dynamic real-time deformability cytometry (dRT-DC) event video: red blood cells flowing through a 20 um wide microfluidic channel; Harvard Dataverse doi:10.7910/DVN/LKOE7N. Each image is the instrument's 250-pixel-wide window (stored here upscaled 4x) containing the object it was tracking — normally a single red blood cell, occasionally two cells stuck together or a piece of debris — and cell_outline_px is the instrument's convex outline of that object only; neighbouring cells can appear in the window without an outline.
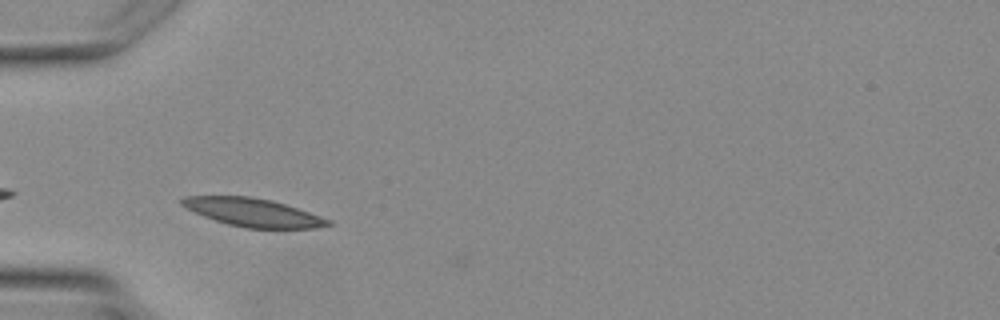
{"species": "Egyptian fruit bat (a non-hibernating species)", "species_latin": "Rousettus aegyptiacus", "temperature_condition": "warm", "stored_images_in_passage": 3, "camera_frame_rate_fps": 3000, "um_per_image_px": 0.085, "animal": {"sex": "female"}, "frame": {"image": 1, "passage_image": 2, "time_ms": 1.333, "image_size_px": [1000, 320], "cell_outline_px": [[332, 224], [316, 228], [244, 228], [228, 224], [204, 216], [180, 204], [180, 200], [184, 196], [252, 196], [272, 200], [332, 220]], "centroid_in_image_um": [21.51, 18.05], "position_along_channel_um": 63.5, "area_um2": 23.76}}
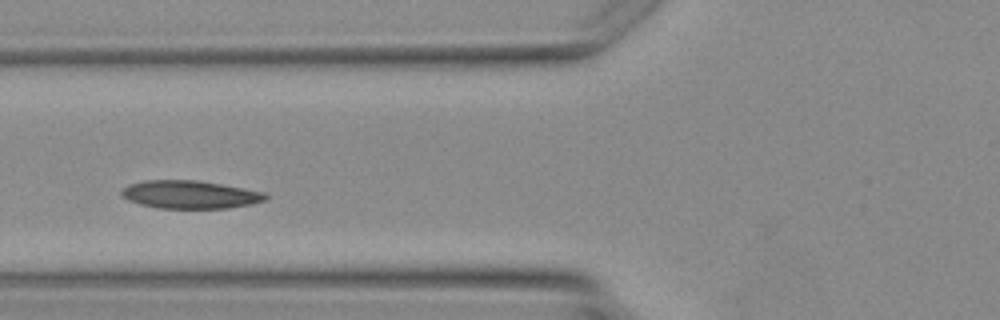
{"frame": {"image": 2, "passage_image": 3, "time_ms": 2.333, "image_size_px": [1000, 320], "cell_outline_px": [[268, 196], [264, 200], [252, 204], [228, 208], [156, 208], [140, 204], [128, 200], [120, 192], [128, 184], [144, 180], [196, 180], [220, 184], [264, 192]], "centroid_in_image_um": [16.13, 16.54], "position_along_channel_um": 109.7, "area_um2": 23.35}}